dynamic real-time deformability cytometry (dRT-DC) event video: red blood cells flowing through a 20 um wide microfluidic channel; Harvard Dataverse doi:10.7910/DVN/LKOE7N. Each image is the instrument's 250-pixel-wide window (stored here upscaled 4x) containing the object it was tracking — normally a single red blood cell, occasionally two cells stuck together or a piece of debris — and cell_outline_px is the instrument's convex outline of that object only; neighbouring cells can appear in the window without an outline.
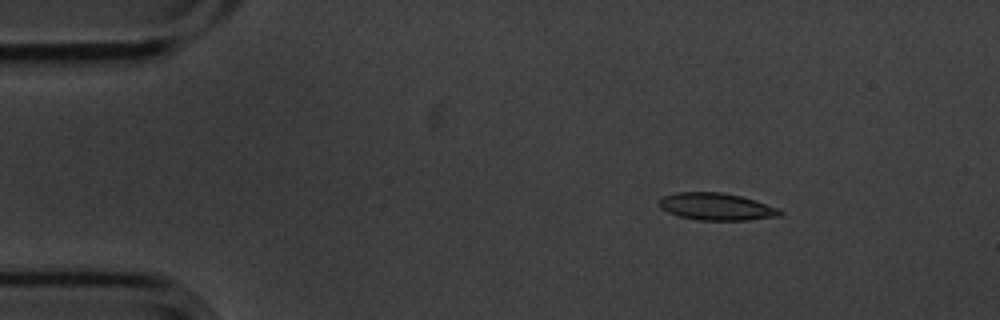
{"species": "common noctule bat (a hibernating species)", "species_latin": "Nyctalus noctula", "temperature_condition": "cold", "stored_images_in_passage": 4, "camera_frame_rate_fps": 3000, "um_per_image_px": 0.085, "animal": {"sex": "male", "body_mass_g": 20.1, "forearm_length_mm": 53.5}, "frame": {"image": 1, "passage_image": 1, "time_ms": 0.0, "image_size_px": [1000, 320], "cell_outline_px": [[780, 216], [748, 220], [700, 220], [680, 216], [668, 212], [660, 208], [656, 204], [664, 196], [676, 192], [720, 192], [740, 196], [776, 208], [780, 212]], "centroid_in_image_um": [60.81, 17.56], "position_along_channel_um": 24.2, "area_um2": 18.79}}
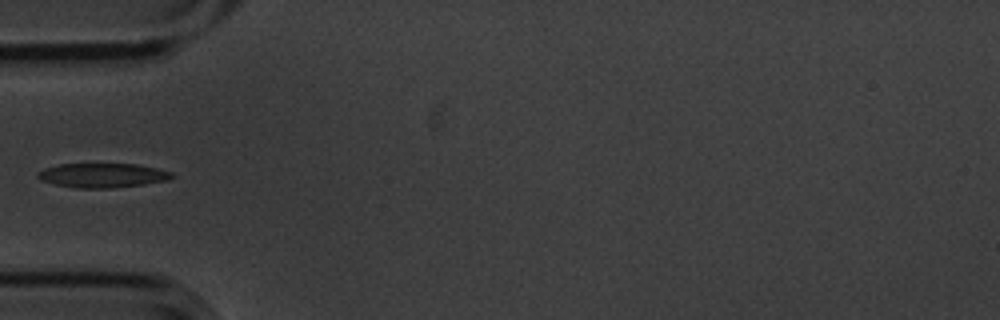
{"frame": {"image": 2, "passage_image": 3, "time_ms": 0.667, "image_size_px": [1000, 320], "cell_outline_px": [[176, 176], [168, 180], [144, 184], [112, 188], [72, 188], [40, 180], [36, 176], [36, 172], [44, 168], [60, 164], [136, 164], [156, 168], [172, 172]], "centroid_in_image_um": [8.7, 14.91], "position_along_channel_um": 76.3, "area_um2": 19.13}}
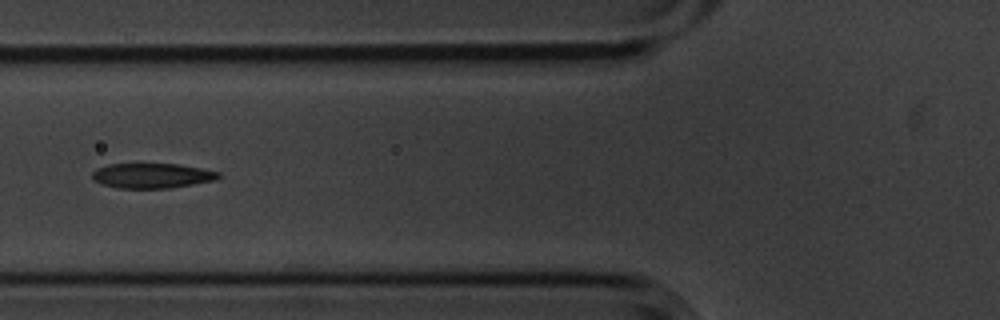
{"frame": {"image": 3, "passage_image": 4, "time_ms": 1.0, "image_size_px": [1000, 320], "cell_outline_px": [[220, 176], [216, 180], [172, 188], [116, 188], [100, 184], [92, 180], [92, 172], [96, 168], [108, 164], [180, 164], [220, 172]], "centroid_in_image_um": [12.89, 14.94], "position_along_channel_um": 112.9, "area_um2": 18.55}}